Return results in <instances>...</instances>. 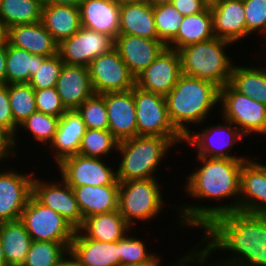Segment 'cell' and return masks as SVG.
<instances>
[{"instance_id": "obj_46", "label": "cell", "mask_w": 266, "mask_h": 266, "mask_svg": "<svg viewBox=\"0 0 266 266\" xmlns=\"http://www.w3.org/2000/svg\"><path fill=\"white\" fill-rule=\"evenodd\" d=\"M171 3L183 16L202 12L210 4L208 0H172Z\"/></svg>"}, {"instance_id": "obj_43", "label": "cell", "mask_w": 266, "mask_h": 266, "mask_svg": "<svg viewBox=\"0 0 266 266\" xmlns=\"http://www.w3.org/2000/svg\"><path fill=\"white\" fill-rule=\"evenodd\" d=\"M246 39L253 32L266 38V0H243ZM261 33V34H260ZM263 34V35H262Z\"/></svg>"}, {"instance_id": "obj_16", "label": "cell", "mask_w": 266, "mask_h": 266, "mask_svg": "<svg viewBox=\"0 0 266 266\" xmlns=\"http://www.w3.org/2000/svg\"><path fill=\"white\" fill-rule=\"evenodd\" d=\"M179 52L165 48L158 57L135 78V85L143 90L166 96L181 75Z\"/></svg>"}, {"instance_id": "obj_52", "label": "cell", "mask_w": 266, "mask_h": 266, "mask_svg": "<svg viewBox=\"0 0 266 266\" xmlns=\"http://www.w3.org/2000/svg\"><path fill=\"white\" fill-rule=\"evenodd\" d=\"M6 41V28L0 19V43Z\"/></svg>"}, {"instance_id": "obj_33", "label": "cell", "mask_w": 266, "mask_h": 266, "mask_svg": "<svg viewBox=\"0 0 266 266\" xmlns=\"http://www.w3.org/2000/svg\"><path fill=\"white\" fill-rule=\"evenodd\" d=\"M257 67L234 64L229 84L241 94L266 105V68Z\"/></svg>"}, {"instance_id": "obj_28", "label": "cell", "mask_w": 266, "mask_h": 266, "mask_svg": "<svg viewBox=\"0 0 266 266\" xmlns=\"http://www.w3.org/2000/svg\"><path fill=\"white\" fill-rule=\"evenodd\" d=\"M41 22L54 40L60 44L80 30L79 7L43 4Z\"/></svg>"}, {"instance_id": "obj_54", "label": "cell", "mask_w": 266, "mask_h": 266, "mask_svg": "<svg viewBox=\"0 0 266 266\" xmlns=\"http://www.w3.org/2000/svg\"><path fill=\"white\" fill-rule=\"evenodd\" d=\"M0 266H8L5 256H4V252H3V247L1 245L0 242Z\"/></svg>"}, {"instance_id": "obj_49", "label": "cell", "mask_w": 266, "mask_h": 266, "mask_svg": "<svg viewBox=\"0 0 266 266\" xmlns=\"http://www.w3.org/2000/svg\"><path fill=\"white\" fill-rule=\"evenodd\" d=\"M0 83H6V41L0 43Z\"/></svg>"}, {"instance_id": "obj_50", "label": "cell", "mask_w": 266, "mask_h": 266, "mask_svg": "<svg viewBox=\"0 0 266 266\" xmlns=\"http://www.w3.org/2000/svg\"><path fill=\"white\" fill-rule=\"evenodd\" d=\"M83 0H43V4H49V5H69V6H77L79 7V4Z\"/></svg>"}, {"instance_id": "obj_40", "label": "cell", "mask_w": 266, "mask_h": 266, "mask_svg": "<svg viewBox=\"0 0 266 266\" xmlns=\"http://www.w3.org/2000/svg\"><path fill=\"white\" fill-rule=\"evenodd\" d=\"M158 40L167 45L178 33L184 18L172 3L153 7Z\"/></svg>"}, {"instance_id": "obj_14", "label": "cell", "mask_w": 266, "mask_h": 266, "mask_svg": "<svg viewBox=\"0 0 266 266\" xmlns=\"http://www.w3.org/2000/svg\"><path fill=\"white\" fill-rule=\"evenodd\" d=\"M51 182L33 177L32 194L44 205L63 216L76 230H79L84 219L79 210L72 187L62 178ZM57 180V181H56Z\"/></svg>"}, {"instance_id": "obj_45", "label": "cell", "mask_w": 266, "mask_h": 266, "mask_svg": "<svg viewBox=\"0 0 266 266\" xmlns=\"http://www.w3.org/2000/svg\"><path fill=\"white\" fill-rule=\"evenodd\" d=\"M0 126L6 129L13 136L14 147L17 152V139H19L17 137V133H19L18 125L13 121L8 94V84L6 83H0Z\"/></svg>"}, {"instance_id": "obj_39", "label": "cell", "mask_w": 266, "mask_h": 266, "mask_svg": "<svg viewBox=\"0 0 266 266\" xmlns=\"http://www.w3.org/2000/svg\"><path fill=\"white\" fill-rule=\"evenodd\" d=\"M60 117H56L42 112H34L26 118L19 126L18 130H24L40 143L50 145L57 132ZM21 129H20V128Z\"/></svg>"}, {"instance_id": "obj_18", "label": "cell", "mask_w": 266, "mask_h": 266, "mask_svg": "<svg viewBox=\"0 0 266 266\" xmlns=\"http://www.w3.org/2000/svg\"><path fill=\"white\" fill-rule=\"evenodd\" d=\"M108 113V130L119 141L137 136L136 108L133 88L101 94Z\"/></svg>"}, {"instance_id": "obj_55", "label": "cell", "mask_w": 266, "mask_h": 266, "mask_svg": "<svg viewBox=\"0 0 266 266\" xmlns=\"http://www.w3.org/2000/svg\"><path fill=\"white\" fill-rule=\"evenodd\" d=\"M119 2H127V3H149V0H118Z\"/></svg>"}, {"instance_id": "obj_31", "label": "cell", "mask_w": 266, "mask_h": 266, "mask_svg": "<svg viewBox=\"0 0 266 266\" xmlns=\"http://www.w3.org/2000/svg\"><path fill=\"white\" fill-rule=\"evenodd\" d=\"M0 242L8 266H22L32 239L19 219L0 223Z\"/></svg>"}, {"instance_id": "obj_41", "label": "cell", "mask_w": 266, "mask_h": 266, "mask_svg": "<svg viewBox=\"0 0 266 266\" xmlns=\"http://www.w3.org/2000/svg\"><path fill=\"white\" fill-rule=\"evenodd\" d=\"M86 129L108 130V113L104 97L94 94L86 99L77 109Z\"/></svg>"}, {"instance_id": "obj_35", "label": "cell", "mask_w": 266, "mask_h": 266, "mask_svg": "<svg viewBox=\"0 0 266 266\" xmlns=\"http://www.w3.org/2000/svg\"><path fill=\"white\" fill-rule=\"evenodd\" d=\"M71 243L32 241L22 266H59L69 255Z\"/></svg>"}, {"instance_id": "obj_25", "label": "cell", "mask_w": 266, "mask_h": 266, "mask_svg": "<svg viewBox=\"0 0 266 266\" xmlns=\"http://www.w3.org/2000/svg\"><path fill=\"white\" fill-rule=\"evenodd\" d=\"M85 130V123L76 109L67 110L60 117L55 137L47 147L53 153L52 158L54 157L56 164L78 154Z\"/></svg>"}, {"instance_id": "obj_17", "label": "cell", "mask_w": 266, "mask_h": 266, "mask_svg": "<svg viewBox=\"0 0 266 266\" xmlns=\"http://www.w3.org/2000/svg\"><path fill=\"white\" fill-rule=\"evenodd\" d=\"M253 158L243 162L240 171L239 211L266 215V169Z\"/></svg>"}, {"instance_id": "obj_29", "label": "cell", "mask_w": 266, "mask_h": 266, "mask_svg": "<svg viewBox=\"0 0 266 266\" xmlns=\"http://www.w3.org/2000/svg\"><path fill=\"white\" fill-rule=\"evenodd\" d=\"M210 6L204 11L184 16L177 35L166 45L179 51L185 46L214 38Z\"/></svg>"}, {"instance_id": "obj_13", "label": "cell", "mask_w": 266, "mask_h": 266, "mask_svg": "<svg viewBox=\"0 0 266 266\" xmlns=\"http://www.w3.org/2000/svg\"><path fill=\"white\" fill-rule=\"evenodd\" d=\"M88 69L95 94L127 91L135 86V77L115 48L96 57Z\"/></svg>"}, {"instance_id": "obj_21", "label": "cell", "mask_w": 266, "mask_h": 266, "mask_svg": "<svg viewBox=\"0 0 266 266\" xmlns=\"http://www.w3.org/2000/svg\"><path fill=\"white\" fill-rule=\"evenodd\" d=\"M209 6L215 37L233 44L246 39L243 0H213Z\"/></svg>"}, {"instance_id": "obj_30", "label": "cell", "mask_w": 266, "mask_h": 266, "mask_svg": "<svg viewBox=\"0 0 266 266\" xmlns=\"http://www.w3.org/2000/svg\"><path fill=\"white\" fill-rule=\"evenodd\" d=\"M131 228L120 212L115 210L87 217L80 230L90 239L115 242L129 233Z\"/></svg>"}, {"instance_id": "obj_23", "label": "cell", "mask_w": 266, "mask_h": 266, "mask_svg": "<svg viewBox=\"0 0 266 266\" xmlns=\"http://www.w3.org/2000/svg\"><path fill=\"white\" fill-rule=\"evenodd\" d=\"M81 26L113 38L119 35L118 0H83L79 4Z\"/></svg>"}, {"instance_id": "obj_32", "label": "cell", "mask_w": 266, "mask_h": 266, "mask_svg": "<svg viewBox=\"0 0 266 266\" xmlns=\"http://www.w3.org/2000/svg\"><path fill=\"white\" fill-rule=\"evenodd\" d=\"M45 58L11 46L6 41V84L29 83Z\"/></svg>"}, {"instance_id": "obj_27", "label": "cell", "mask_w": 266, "mask_h": 266, "mask_svg": "<svg viewBox=\"0 0 266 266\" xmlns=\"http://www.w3.org/2000/svg\"><path fill=\"white\" fill-rule=\"evenodd\" d=\"M85 220L92 215L118 210L119 185L72 187Z\"/></svg>"}, {"instance_id": "obj_3", "label": "cell", "mask_w": 266, "mask_h": 266, "mask_svg": "<svg viewBox=\"0 0 266 266\" xmlns=\"http://www.w3.org/2000/svg\"><path fill=\"white\" fill-rule=\"evenodd\" d=\"M219 89L207 80L185 74L179 76L165 99L170 121L184 138L192 131L191 124L202 127L209 113L219 105Z\"/></svg>"}, {"instance_id": "obj_34", "label": "cell", "mask_w": 266, "mask_h": 266, "mask_svg": "<svg viewBox=\"0 0 266 266\" xmlns=\"http://www.w3.org/2000/svg\"><path fill=\"white\" fill-rule=\"evenodd\" d=\"M43 0H0V19L7 29L41 21Z\"/></svg>"}, {"instance_id": "obj_8", "label": "cell", "mask_w": 266, "mask_h": 266, "mask_svg": "<svg viewBox=\"0 0 266 266\" xmlns=\"http://www.w3.org/2000/svg\"><path fill=\"white\" fill-rule=\"evenodd\" d=\"M20 220L32 241L71 243L76 232L63 216L44 206L33 194L29 197Z\"/></svg>"}, {"instance_id": "obj_19", "label": "cell", "mask_w": 266, "mask_h": 266, "mask_svg": "<svg viewBox=\"0 0 266 266\" xmlns=\"http://www.w3.org/2000/svg\"><path fill=\"white\" fill-rule=\"evenodd\" d=\"M69 256L78 266H120V240H93L79 229L71 241Z\"/></svg>"}, {"instance_id": "obj_48", "label": "cell", "mask_w": 266, "mask_h": 266, "mask_svg": "<svg viewBox=\"0 0 266 266\" xmlns=\"http://www.w3.org/2000/svg\"><path fill=\"white\" fill-rule=\"evenodd\" d=\"M189 252V253H188ZM185 254L181 256V259L179 257L178 261L176 260V266H215L211 263L212 260L207 259L201 252L197 250V248H190V251L188 250ZM209 261V262H208ZM196 263V264H195ZM193 265V266H194Z\"/></svg>"}, {"instance_id": "obj_10", "label": "cell", "mask_w": 266, "mask_h": 266, "mask_svg": "<svg viewBox=\"0 0 266 266\" xmlns=\"http://www.w3.org/2000/svg\"><path fill=\"white\" fill-rule=\"evenodd\" d=\"M223 124L219 122L214 126L207 125L198 131H191L184 138L187 146L196 149L197 157H216L247 160L251 156H237L232 153V148L239 144L243 138H247L232 122L222 118Z\"/></svg>"}, {"instance_id": "obj_6", "label": "cell", "mask_w": 266, "mask_h": 266, "mask_svg": "<svg viewBox=\"0 0 266 266\" xmlns=\"http://www.w3.org/2000/svg\"><path fill=\"white\" fill-rule=\"evenodd\" d=\"M158 178L119 182L118 211L132 227L158 217L165 205Z\"/></svg>"}, {"instance_id": "obj_36", "label": "cell", "mask_w": 266, "mask_h": 266, "mask_svg": "<svg viewBox=\"0 0 266 266\" xmlns=\"http://www.w3.org/2000/svg\"><path fill=\"white\" fill-rule=\"evenodd\" d=\"M130 233L120 239V266H162V258L155 251L149 252L145 241Z\"/></svg>"}, {"instance_id": "obj_11", "label": "cell", "mask_w": 266, "mask_h": 266, "mask_svg": "<svg viewBox=\"0 0 266 266\" xmlns=\"http://www.w3.org/2000/svg\"><path fill=\"white\" fill-rule=\"evenodd\" d=\"M105 161L104 158L102 160L75 154L63 159L56 166L60 177L71 187L119 185L116 170Z\"/></svg>"}, {"instance_id": "obj_47", "label": "cell", "mask_w": 266, "mask_h": 266, "mask_svg": "<svg viewBox=\"0 0 266 266\" xmlns=\"http://www.w3.org/2000/svg\"><path fill=\"white\" fill-rule=\"evenodd\" d=\"M17 154L18 153L14 147L13 136L6 129L0 126V164L1 161H5L8 158L10 160H13L15 157L17 158Z\"/></svg>"}, {"instance_id": "obj_20", "label": "cell", "mask_w": 266, "mask_h": 266, "mask_svg": "<svg viewBox=\"0 0 266 266\" xmlns=\"http://www.w3.org/2000/svg\"><path fill=\"white\" fill-rule=\"evenodd\" d=\"M167 46L158 39L119 34L114 40V48L136 78Z\"/></svg>"}, {"instance_id": "obj_12", "label": "cell", "mask_w": 266, "mask_h": 266, "mask_svg": "<svg viewBox=\"0 0 266 266\" xmlns=\"http://www.w3.org/2000/svg\"><path fill=\"white\" fill-rule=\"evenodd\" d=\"M113 48V38L81 26L78 32L59 44L58 53L64 64L88 67L96 57Z\"/></svg>"}, {"instance_id": "obj_2", "label": "cell", "mask_w": 266, "mask_h": 266, "mask_svg": "<svg viewBox=\"0 0 266 266\" xmlns=\"http://www.w3.org/2000/svg\"><path fill=\"white\" fill-rule=\"evenodd\" d=\"M202 230L204 235L195 247L207 259L219 251L231 253L213 265L266 266V215L229 212L214 217Z\"/></svg>"}, {"instance_id": "obj_44", "label": "cell", "mask_w": 266, "mask_h": 266, "mask_svg": "<svg viewBox=\"0 0 266 266\" xmlns=\"http://www.w3.org/2000/svg\"><path fill=\"white\" fill-rule=\"evenodd\" d=\"M38 112L61 117L68 109L64 106L56 87L34 90Z\"/></svg>"}, {"instance_id": "obj_26", "label": "cell", "mask_w": 266, "mask_h": 266, "mask_svg": "<svg viewBox=\"0 0 266 266\" xmlns=\"http://www.w3.org/2000/svg\"><path fill=\"white\" fill-rule=\"evenodd\" d=\"M119 34L158 39L153 6L149 3L120 2Z\"/></svg>"}, {"instance_id": "obj_24", "label": "cell", "mask_w": 266, "mask_h": 266, "mask_svg": "<svg viewBox=\"0 0 266 266\" xmlns=\"http://www.w3.org/2000/svg\"><path fill=\"white\" fill-rule=\"evenodd\" d=\"M56 90L68 110L77 109L95 94L88 67L63 64Z\"/></svg>"}, {"instance_id": "obj_42", "label": "cell", "mask_w": 266, "mask_h": 266, "mask_svg": "<svg viewBox=\"0 0 266 266\" xmlns=\"http://www.w3.org/2000/svg\"><path fill=\"white\" fill-rule=\"evenodd\" d=\"M63 64L59 53L46 57L42 64L38 66L37 73L31 77L30 86L34 90L56 87Z\"/></svg>"}, {"instance_id": "obj_56", "label": "cell", "mask_w": 266, "mask_h": 266, "mask_svg": "<svg viewBox=\"0 0 266 266\" xmlns=\"http://www.w3.org/2000/svg\"><path fill=\"white\" fill-rule=\"evenodd\" d=\"M163 266H167V264L166 265H163ZM169 266H176V263L175 262L173 264H170L169 263Z\"/></svg>"}, {"instance_id": "obj_5", "label": "cell", "mask_w": 266, "mask_h": 266, "mask_svg": "<svg viewBox=\"0 0 266 266\" xmlns=\"http://www.w3.org/2000/svg\"><path fill=\"white\" fill-rule=\"evenodd\" d=\"M232 42L214 37L208 41L198 42L181 48V73L210 81L222 88L229 83L234 66L233 57L227 55Z\"/></svg>"}, {"instance_id": "obj_38", "label": "cell", "mask_w": 266, "mask_h": 266, "mask_svg": "<svg viewBox=\"0 0 266 266\" xmlns=\"http://www.w3.org/2000/svg\"><path fill=\"white\" fill-rule=\"evenodd\" d=\"M13 121L19 126L37 111L34 89L29 83L8 84Z\"/></svg>"}, {"instance_id": "obj_1", "label": "cell", "mask_w": 266, "mask_h": 266, "mask_svg": "<svg viewBox=\"0 0 266 266\" xmlns=\"http://www.w3.org/2000/svg\"><path fill=\"white\" fill-rule=\"evenodd\" d=\"M201 166L186 176L184 191L188 197L204 201L232 200L227 204L218 206L202 204H180L175 209L179 214V224L183 228L195 227L200 230L207 225L214 217L229 212L239 211L240 194V171L243 162L246 160L216 158V157H196ZM233 198V199H232ZM197 199V200H196ZM208 206V207H207Z\"/></svg>"}, {"instance_id": "obj_53", "label": "cell", "mask_w": 266, "mask_h": 266, "mask_svg": "<svg viewBox=\"0 0 266 266\" xmlns=\"http://www.w3.org/2000/svg\"><path fill=\"white\" fill-rule=\"evenodd\" d=\"M59 266H78L77 263L68 255V257Z\"/></svg>"}, {"instance_id": "obj_9", "label": "cell", "mask_w": 266, "mask_h": 266, "mask_svg": "<svg viewBox=\"0 0 266 266\" xmlns=\"http://www.w3.org/2000/svg\"><path fill=\"white\" fill-rule=\"evenodd\" d=\"M137 136L184 138L170 121L165 96L133 87Z\"/></svg>"}, {"instance_id": "obj_51", "label": "cell", "mask_w": 266, "mask_h": 266, "mask_svg": "<svg viewBox=\"0 0 266 266\" xmlns=\"http://www.w3.org/2000/svg\"><path fill=\"white\" fill-rule=\"evenodd\" d=\"M171 2L172 0H149V4H151L153 7L168 4Z\"/></svg>"}, {"instance_id": "obj_22", "label": "cell", "mask_w": 266, "mask_h": 266, "mask_svg": "<svg viewBox=\"0 0 266 266\" xmlns=\"http://www.w3.org/2000/svg\"><path fill=\"white\" fill-rule=\"evenodd\" d=\"M6 41L9 45L24 49L34 55L49 57L58 54L59 44L41 21L7 28Z\"/></svg>"}, {"instance_id": "obj_7", "label": "cell", "mask_w": 266, "mask_h": 266, "mask_svg": "<svg viewBox=\"0 0 266 266\" xmlns=\"http://www.w3.org/2000/svg\"><path fill=\"white\" fill-rule=\"evenodd\" d=\"M221 105V106H220ZM221 117L232 122L246 137L266 135V105L236 91L229 83L219 89Z\"/></svg>"}, {"instance_id": "obj_4", "label": "cell", "mask_w": 266, "mask_h": 266, "mask_svg": "<svg viewBox=\"0 0 266 266\" xmlns=\"http://www.w3.org/2000/svg\"><path fill=\"white\" fill-rule=\"evenodd\" d=\"M184 143V138H162L158 136H134L119 142L120 161L116 170L119 182L156 178L155 172L169 151L176 144ZM163 160V161H162Z\"/></svg>"}, {"instance_id": "obj_37", "label": "cell", "mask_w": 266, "mask_h": 266, "mask_svg": "<svg viewBox=\"0 0 266 266\" xmlns=\"http://www.w3.org/2000/svg\"><path fill=\"white\" fill-rule=\"evenodd\" d=\"M119 141L109 130L86 129L78 154L85 157L100 158L118 150ZM114 151V152H113Z\"/></svg>"}, {"instance_id": "obj_15", "label": "cell", "mask_w": 266, "mask_h": 266, "mask_svg": "<svg viewBox=\"0 0 266 266\" xmlns=\"http://www.w3.org/2000/svg\"><path fill=\"white\" fill-rule=\"evenodd\" d=\"M11 169V170H10ZM0 170V223L19 220L32 195L35 171L20 174L17 169Z\"/></svg>"}]
</instances>
